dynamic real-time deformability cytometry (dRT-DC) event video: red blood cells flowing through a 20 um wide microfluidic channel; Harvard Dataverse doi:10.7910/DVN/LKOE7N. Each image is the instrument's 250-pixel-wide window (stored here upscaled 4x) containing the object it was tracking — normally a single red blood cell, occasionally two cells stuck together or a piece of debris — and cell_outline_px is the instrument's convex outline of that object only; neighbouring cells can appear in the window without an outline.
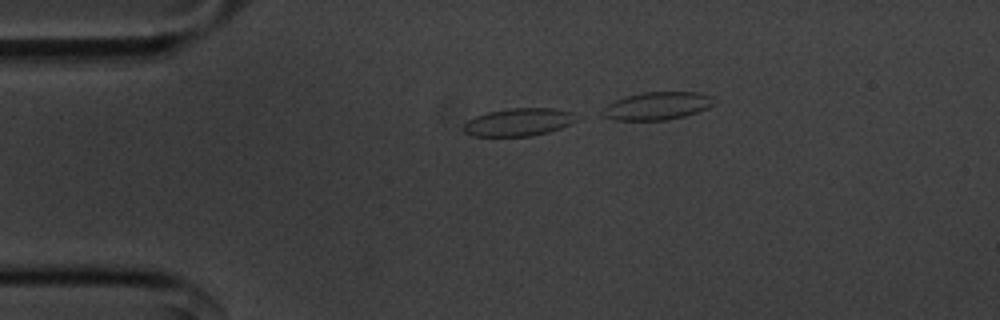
{"species": "common noctule bat (a hibernating species)", "species_latin": "Nyctalus noctula", "temperature_condition": "cold", "stored_images_in_passage": 20, "camera_frame_rate_fps": 3000, "um_per_image_px": 0.085, "animal": {"sex": "male", "body_mass_g": 20.1, "forearm_length_mm": 53.5}, "frame": {"image": 1, "passage_image": 10, "time_ms": 3.0, "image_size_px": [1000, 320], "cell_outline_px": [[580, 116], [576, 120], [560, 128], [548, 132], [532, 136], [472, 136], [464, 132], [464, 124], [468, 120], [476, 116], [488, 112], [508, 108], [552, 108], [572, 112]], "centroid_in_image_um": [44.09, 10.38], "position_along_channel_um": 40.9, "area_um2": 18.26}}
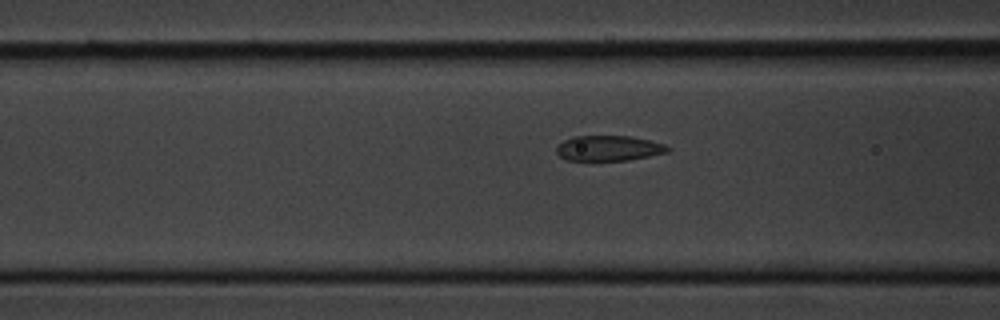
{"frame": {"image": 2, "passage_image": 18, "time_ms": 5.667, "image_size_px": [1000, 320], "cell_outline_px": [[672, 148], [668, 152], [628, 160], [592, 164], [564, 160], [556, 152], [556, 148], [564, 140], [572, 136], [632, 136], [664, 144]], "centroid_in_image_um": [51.67, 12.65], "position_along_channel_um": 114.9, "area_um2": 17.28}}